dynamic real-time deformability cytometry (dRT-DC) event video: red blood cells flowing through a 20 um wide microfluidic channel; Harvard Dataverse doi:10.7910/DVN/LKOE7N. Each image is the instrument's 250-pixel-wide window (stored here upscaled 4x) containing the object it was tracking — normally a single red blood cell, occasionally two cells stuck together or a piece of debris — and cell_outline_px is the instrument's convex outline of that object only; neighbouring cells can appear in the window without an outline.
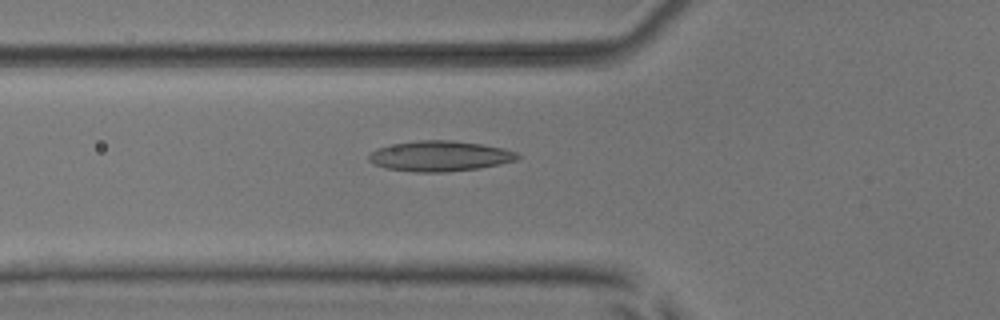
{"species": "common noctule bat (a hibernating species)", "species_latin": "Nyctalus noctula", "temperature_condition": "room temperature", "stored_images_in_passage": 23, "camera_frame_rate_fps": 3000, "um_per_image_px": 0.085, "animal": {"sex": "male", "body_mass_g": 17.9, "forearm_length_mm": 54.2}, "frame": {"image": 1, "passage_image": 4, "time_ms": 1.0, "image_size_px": [1000, 320], "cell_outline_px": [[520, 156], [516, 160], [500, 164], [480, 168], [444, 172], [416, 172], [384, 168], [368, 160], [368, 156], [376, 148], [396, 144], [420, 140], [452, 140], [480, 144], [504, 148], [516, 152]], "centroid_in_image_um": [37.4, 13.27], "position_along_channel_um": 88.4, "area_um2": 26.18}}